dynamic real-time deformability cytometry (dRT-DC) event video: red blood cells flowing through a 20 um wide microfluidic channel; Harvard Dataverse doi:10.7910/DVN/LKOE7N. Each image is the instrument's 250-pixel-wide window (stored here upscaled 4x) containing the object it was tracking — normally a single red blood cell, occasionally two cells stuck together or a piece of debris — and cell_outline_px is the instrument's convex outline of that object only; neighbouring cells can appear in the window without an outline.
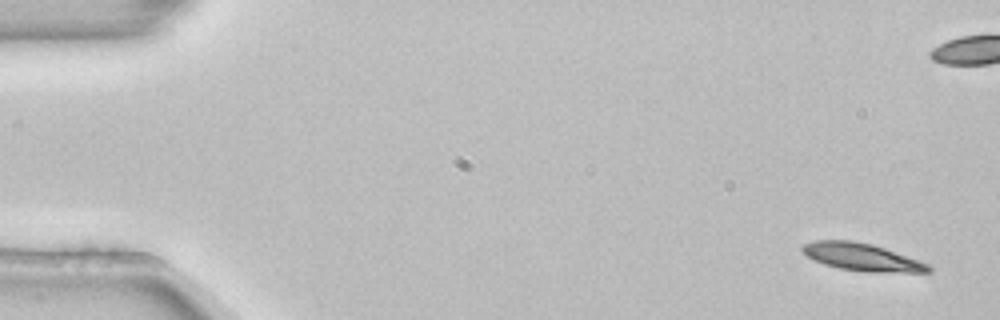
{"species": "common noctule bat (a hibernating species)", "species_latin": "Nyctalus noctula", "temperature_condition": "room temperature", "stored_images_in_passage": 4, "camera_frame_rate_fps": 3000, "um_per_image_px": 0.085, "animal": {"sex": "female", "body_mass_g": 22.7, "forearm_length_mm": 54.2}, "frame": {"image": 1, "passage_image": 1, "time_ms": 0.0, "image_size_px": [1000, 320], "cell_outline_px": [[932, 272], [864, 272], [840, 268], [824, 264], [808, 256], [800, 248], [804, 244], [816, 240], [852, 240], [872, 244], [920, 260], [928, 264], [932, 268]], "centroid_in_image_um": [73.29, 21.85], "position_along_channel_um": 11.7, "area_um2": 20.11}}